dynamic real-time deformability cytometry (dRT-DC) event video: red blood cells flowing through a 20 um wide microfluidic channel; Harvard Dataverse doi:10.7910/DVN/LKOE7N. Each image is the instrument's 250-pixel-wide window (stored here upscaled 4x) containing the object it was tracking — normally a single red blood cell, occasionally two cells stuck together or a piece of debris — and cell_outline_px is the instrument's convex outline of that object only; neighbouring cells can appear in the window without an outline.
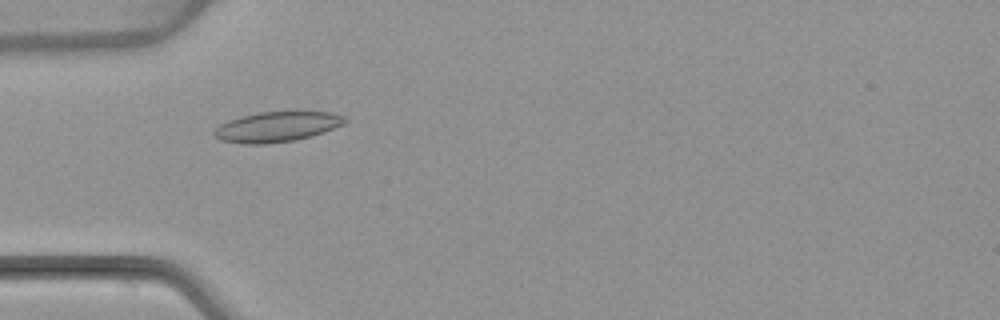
{"species": "common noctule bat (a hibernating species)", "species_latin": "Nyctalus noctula", "temperature_condition": "warm", "stored_images_in_passage": 3, "camera_frame_rate_fps": 3000, "um_per_image_px": 0.085, "animal": {"sex": "female", "body_mass_g": 22.7, "forearm_length_mm": 54.2}, "frame": {"image": 1, "passage_image": 2, "time_ms": 1.333, "image_size_px": [1000, 320], "cell_outline_px": [[348, 120], [344, 124], [324, 132], [312, 136], [296, 140], [268, 144], [244, 144], [220, 140], [212, 132], [220, 124], [228, 120], [240, 116], [260, 112], [332, 112], [344, 116]], "centroid_in_image_um": [23.54, 10.78], "position_along_channel_um": 61.5, "area_um2": 23.06}}
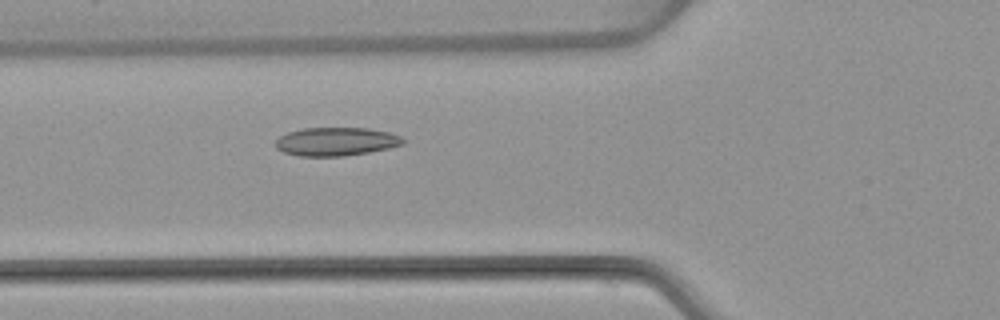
{"frame": {"image": 2, "passage_image": 3, "time_ms": 2.333, "image_size_px": [1000, 320], "cell_outline_px": [[404, 144], [388, 148], [368, 152], [344, 156], [300, 156], [284, 152], [276, 148], [276, 140], [280, 136], [288, 132], [304, 128], [368, 128], [388, 132], [400, 136], [404, 140]], "centroid_in_image_um": [28.56, 12.03], "position_along_channel_um": 97.2, "area_um2": 20.98}}